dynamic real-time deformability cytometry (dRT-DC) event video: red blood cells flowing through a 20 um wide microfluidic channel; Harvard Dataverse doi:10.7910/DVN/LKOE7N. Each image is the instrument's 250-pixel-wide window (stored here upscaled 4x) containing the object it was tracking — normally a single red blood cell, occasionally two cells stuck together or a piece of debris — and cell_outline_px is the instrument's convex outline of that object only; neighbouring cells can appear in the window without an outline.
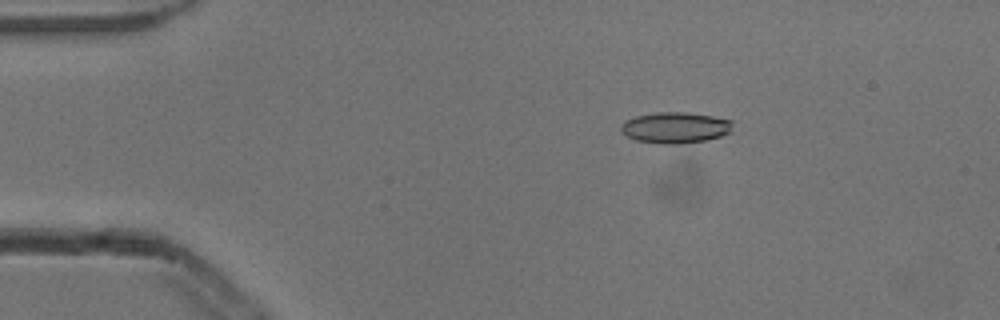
{"species": "common noctule bat (a hibernating species)", "species_latin": "Nyctalus noctula", "temperature_condition": "cold", "stored_images_in_passage": 5, "camera_frame_rate_fps": 3000, "um_per_image_px": 0.085, "animal": {"sex": "male", "body_mass_g": 13.3}, "frame": {"image": 1, "passage_image": 3, "time_ms": 0.667, "image_size_px": [1000, 320], "cell_outline_px": [[732, 132], [720, 136], [704, 140], [680, 144], [664, 144], [636, 140], [628, 136], [620, 128], [620, 124], [624, 120], [636, 116], [656, 112], [684, 112], [712, 116], [732, 120]], "centroid_in_image_um": [57.4, 10.84], "position_along_channel_um": 27.6, "area_um2": 20.17}}